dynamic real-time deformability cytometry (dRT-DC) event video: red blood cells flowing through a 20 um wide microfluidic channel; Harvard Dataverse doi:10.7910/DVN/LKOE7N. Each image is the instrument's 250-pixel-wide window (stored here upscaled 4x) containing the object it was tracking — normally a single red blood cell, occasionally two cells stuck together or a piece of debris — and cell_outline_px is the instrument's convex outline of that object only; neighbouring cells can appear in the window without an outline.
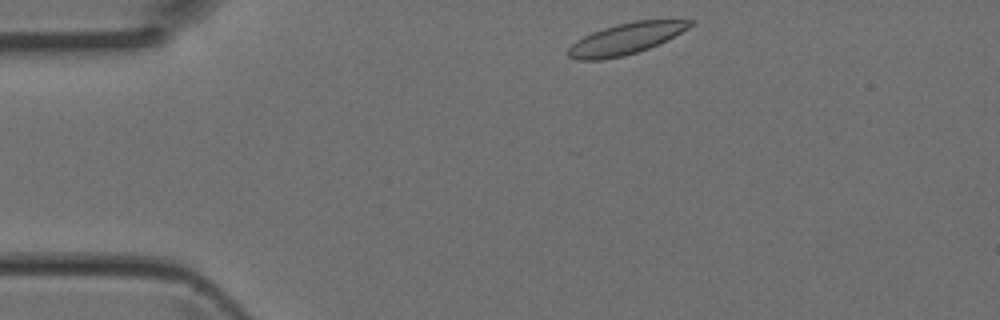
{"species": "Egyptian fruit bat (a non-hibernating species)", "species_latin": "Rousettus aegyptiacus", "temperature_condition": "room temperature", "stored_images_in_passage": 23, "camera_frame_rate_fps": 3000, "um_per_image_px": 0.085, "animal": {"sex": "female"}, "frame": {"image": 1, "passage_image": 1, "time_ms": 0.0, "image_size_px": [1000, 320], "cell_outline_px": [[696, 24], [648, 48], [624, 56], [600, 60], [576, 60], [568, 56], [568, 48], [576, 40], [592, 32], [616, 24], [636, 20], [696, 20]], "centroid_in_image_um": [53.16, 3.29], "position_along_channel_um": 31.8, "area_um2": 21.91}}
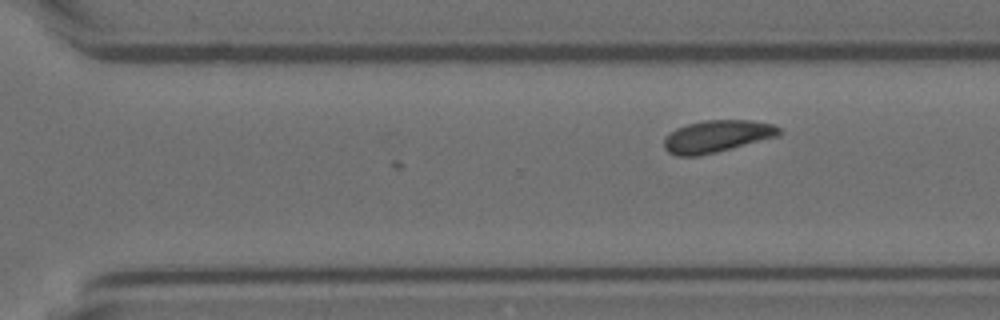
{"frame": {"image": 2, "passage_image": 23, "time_ms": 7.333, "image_size_px": [1000, 320], "cell_outline_px": [[784, 132], [780, 136], [700, 156], [676, 156], [668, 152], [664, 148], [664, 140], [676, 128], [688, 124], [704, 120], [752, 120], [772, 124], [780, 128]], "centroid_in_image_um": [60.98, 11.59], "position_along_channel_um": 309.6, "area_um2": 21.62}}